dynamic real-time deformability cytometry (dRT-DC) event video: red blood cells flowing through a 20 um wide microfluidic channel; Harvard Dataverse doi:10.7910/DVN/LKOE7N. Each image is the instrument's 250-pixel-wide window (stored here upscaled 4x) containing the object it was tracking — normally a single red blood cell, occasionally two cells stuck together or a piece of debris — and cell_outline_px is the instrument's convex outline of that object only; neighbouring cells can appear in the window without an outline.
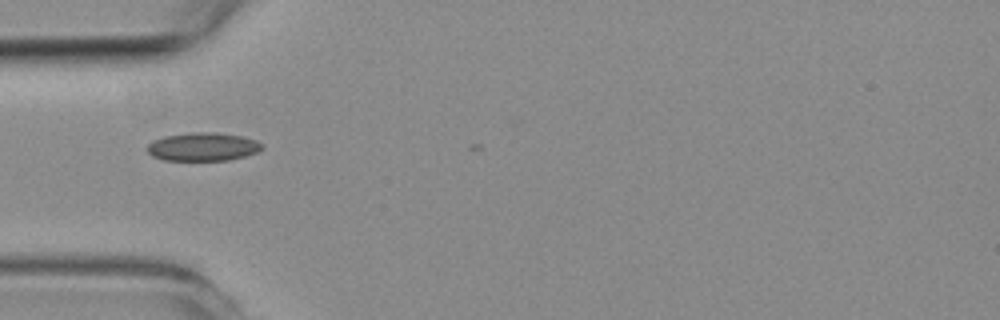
{"species": "common noctule bat (a hibernating species)", "species_latin": "Nyctalus noctula", "temperature_condition": "room temperature", "stored_images_in_passage": 2, "camera_frame_rate_fps": 3000, "um_per_image_px": 0.085, "animal": {"sex": "female", "body_mass_g": 19.3, "forearm_length_mm": 54.1}, "frame": {"image": 1, "passage_image": 1, "time_ms": 0.0, "image_size_px": [1000, 320], "cell_outline_px": [[264, 148], [260, 152], [228, 160], [164, 160], [152, 156], [144, 148], [152, 140], [164, 136], [196, 132], [212, 132], [240, 136], [256, 140]], "centroid_in_image_um": [17.21, 12.48], "position_along_channel_um": 67.8, "area_um2": 18.96}}